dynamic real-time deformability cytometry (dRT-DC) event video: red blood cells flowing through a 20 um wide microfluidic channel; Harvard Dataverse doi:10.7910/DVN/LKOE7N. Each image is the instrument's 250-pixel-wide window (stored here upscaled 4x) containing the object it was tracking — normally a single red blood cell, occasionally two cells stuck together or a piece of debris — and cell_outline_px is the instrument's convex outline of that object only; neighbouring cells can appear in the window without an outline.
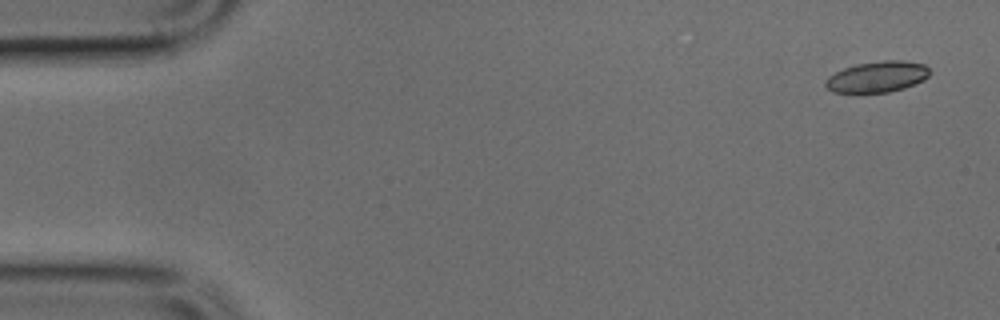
{"species": "common noctule bat (a hibernating species)", "species_latin": "Nyctalus noctula", "temperature_condition": "cold", "stored_images_in_passage": 5, "camera_frame_rate_fps": 3000, "um_per_image_px": 0.085, "animal": {"sex": "male", "body_mass_g": 17.9, "forearm_length_mm": 54.2}, "frame": {"image": 1, "passage_image": 1, "time_ms": 0.0, "image_size_px": [1000, 320], "cell_outline_px": [[932, 72], [924, 80], [904, 88], [888, 92], [832, 92], [824, 84], [824, 80], [828, 76], [844, 68], [856, 64], [880, 60], [904, 60], [924, 64]], "centroid_in_image_um": [74.58, 6.51], "position_along_channel_um": 10.4, "area_um2": 18.9}}
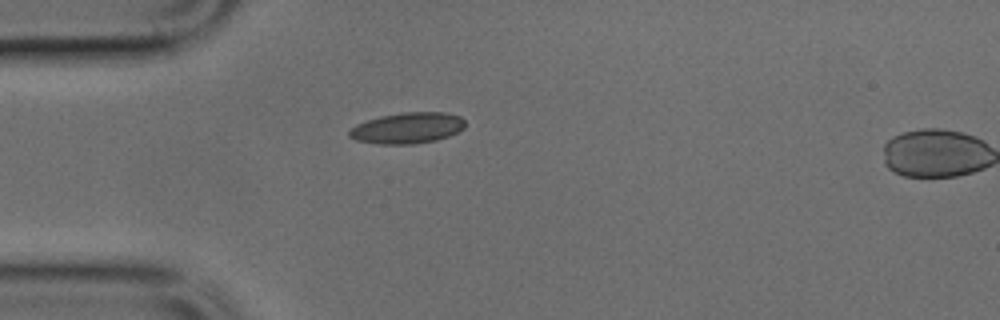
{"frame": {"image": 2, "passage_image": 4, "time_ms": 1.0, "image_size_px": [1000, 320], "cell_outline_px": [[464, 128], [448, 136], [436, 140], [412, 144], [380, 144], [356, 140], [348, 136], [348, 132], [356, 124], [380, 116], [404, 112], [444, 112], [460, 116], [464, 120]], "centroid_in_image_um": [34.62, 10.88], "position_along_channel_um": 50.4, "area_um2": 20.81}}